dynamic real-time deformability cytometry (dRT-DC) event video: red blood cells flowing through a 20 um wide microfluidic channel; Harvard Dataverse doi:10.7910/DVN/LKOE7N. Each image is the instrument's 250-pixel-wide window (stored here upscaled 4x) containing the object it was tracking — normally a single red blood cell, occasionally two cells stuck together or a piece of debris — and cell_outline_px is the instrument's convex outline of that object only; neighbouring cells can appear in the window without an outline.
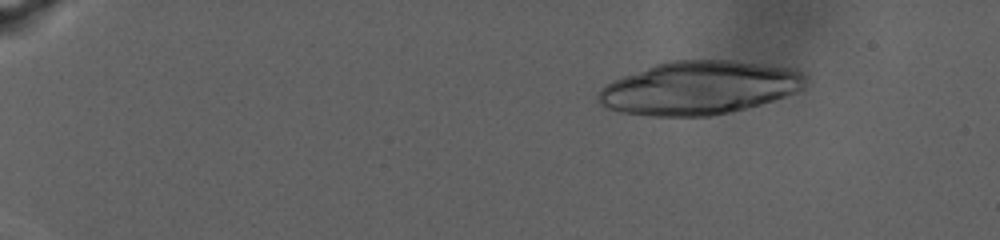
{"species": "human", "species_latin": "Homo sapiens", "temperature_condition": "warm", "stored_images_in_passage": 50, "camera_frame_rate_fps": 3000, "um_per_image_px": 0.085, "donor": {"sex": "male"}, "frame": {"image": 1, "passage_image": 6, "time_ms": 1.667, "image_size_px": [1000, 240], "cell_outline_px": [[808, 80], [804, 88], [796, 92], [760, 104], [728, 112], [708, 116], [648, 116], [620, 112], [608, 108], [600, 104], [596, 100], [596, 96], [600, 88], [612, 80], [652, 64], [668, 60], [732, 60], [796, 68], [804, 72], [808, 76]], "centroid_in_image_um": [59.42, 7.45], "position_along_channel_um": 25.6, "area_um2": 65.08}}